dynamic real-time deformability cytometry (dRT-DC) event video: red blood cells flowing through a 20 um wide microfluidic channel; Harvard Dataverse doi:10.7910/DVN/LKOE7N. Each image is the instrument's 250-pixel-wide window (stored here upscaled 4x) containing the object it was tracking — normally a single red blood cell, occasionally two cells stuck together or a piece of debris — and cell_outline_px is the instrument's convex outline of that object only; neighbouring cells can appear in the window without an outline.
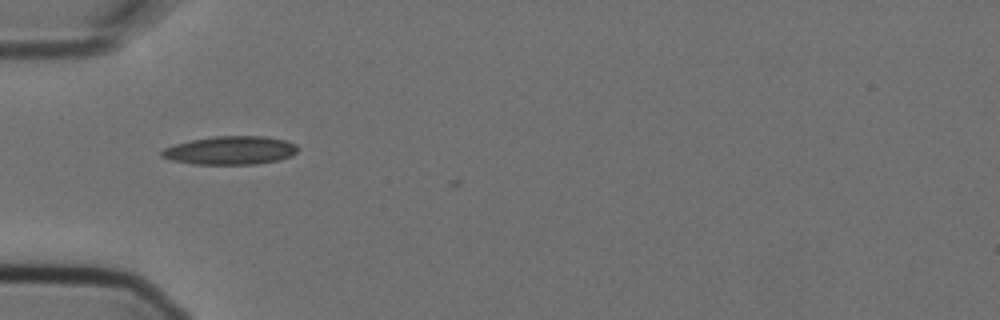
{"species": "Egyptian fruit bat (a non-hibernating species)", "species_latin": "Rousettus aegyptiacus", "temperature_condition": "cold", "stored_images_in_passage": 3, "camera_frame_rate_fps": 3000, "um_per_image_px": 0.085, "animal": {"sex": "female"}, "frame": {"image": 1, "passage_image": 1, "time_ms": 0.0, "image_size_px": [1000, 320], "cell_outline_px": [[296, 152], [292, 156], [280, 160], [256, 164], [192, 164], [172, 160], [160, 156], [160, 152], [164, 148], [176, 144], [192, 140], [216, 136], [264, 136], [284, 140], [296, 144]], "centroid_in_image_um": [19.58, 12.79], "position_along_channel_um": 65.4, "area_um2": 22.43}}
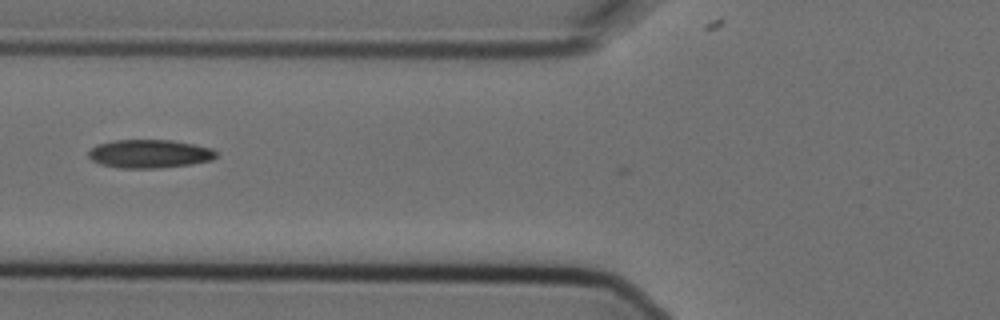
{"frame": {"image": 2, "passage_image": 2, "time_ms": 0.333, "image_size_px": [1000, 320], "cell_outline_px": [[216, 156], [212, 160], [192, 164], [160, 168], [116, 168], [100, 164], [92, 160], [88, 156], [88, 152], [96, 144], [116, 140], [172, 140], [212, 148], [216, 152]], "centroid_in_image_um": [12.69, 13.08], "position_along_channel_um": 113.1, "area_um2": 21.21}}